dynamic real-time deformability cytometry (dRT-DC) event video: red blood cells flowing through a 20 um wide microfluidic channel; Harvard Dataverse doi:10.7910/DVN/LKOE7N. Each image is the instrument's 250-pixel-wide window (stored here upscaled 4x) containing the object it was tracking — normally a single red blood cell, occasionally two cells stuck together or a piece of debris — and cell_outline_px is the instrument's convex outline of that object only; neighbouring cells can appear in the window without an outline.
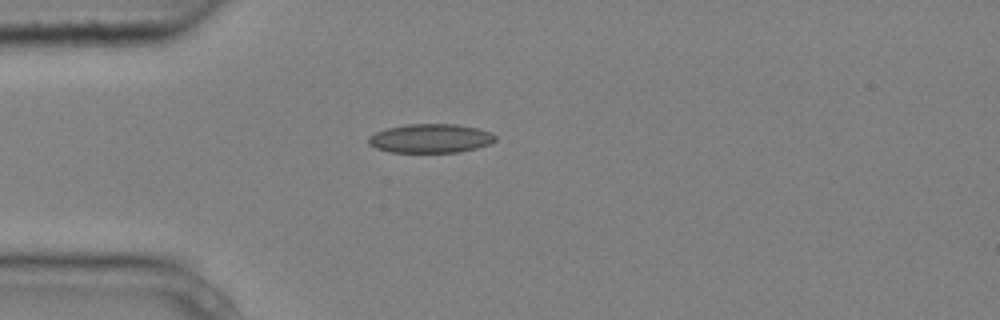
{"species": "common noctule bat (a hibernating species)", "species_latin": "Nyctalus noctula", "temperature_condition": "cold", "stored_images_in_passage": 1, "camera_frame_rate_fps": 3000, "um_per_image_px": 0.085, "animal": {"sex": "male", "body_mass_g": 20.4}, "frame": {"image": 1, "passage_image": 1, "time_ms": 0.0, "image_size_px": [1000, 320], "cell_outline_px": [[496, 140], [492, 144], [460, 152], [392, 152], [376, 148], [368, 144], [368, 136], [376, 132], [388, 128], [408, 124], [456, 124], [476, 128], [492, 132], [496, 136]], "centroid_in_image_um": [36.62, 11.76], "position_along_channel_um": 48.4, "area_um2": 21.44}}